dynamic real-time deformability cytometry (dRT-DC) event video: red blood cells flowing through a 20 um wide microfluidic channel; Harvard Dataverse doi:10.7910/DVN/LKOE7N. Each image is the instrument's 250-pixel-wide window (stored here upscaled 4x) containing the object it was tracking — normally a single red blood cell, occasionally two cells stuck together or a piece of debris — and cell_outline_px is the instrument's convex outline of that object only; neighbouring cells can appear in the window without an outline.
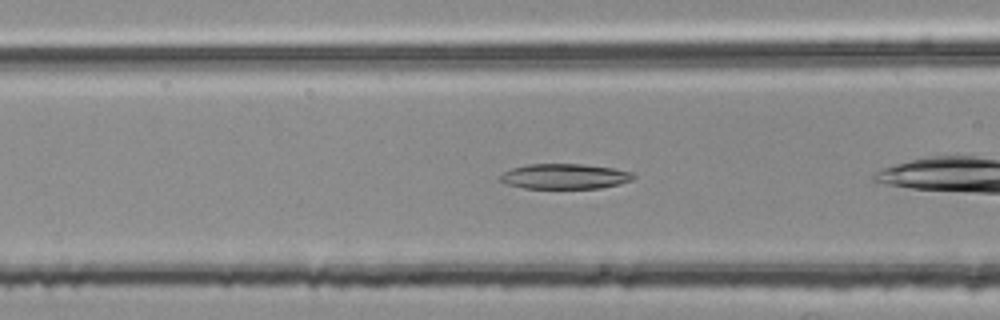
{"species": "common noctule bat (a hibernating species)", "species_latin": "Nyctalus noctula", "temperature_condition": "room temperature", "stored_images_in_passage": 25, "camera_frame_rate_fps": 3000, "um_per_image_px": 0.085, "animal": {"sex": "female", "body_mass_g": 25.1}, "frame": {"image": 1, "passage_image": 4, "time_ms": 1.0, "image_size_px": [1000, 320], "cell_outline_px": [[636, 176], [632, 180], [620, 184], [600, 188], [524, 188], [508, 184], [500, 180], [500, 176], [504, 172], [512, 168], [528, 164], [584, 164], [612, 168], [632, 172]], "centroid_in_image_um": [48.03, 14.99], "position_along_channel_um": 118.6, "area_um2": 19.48}}
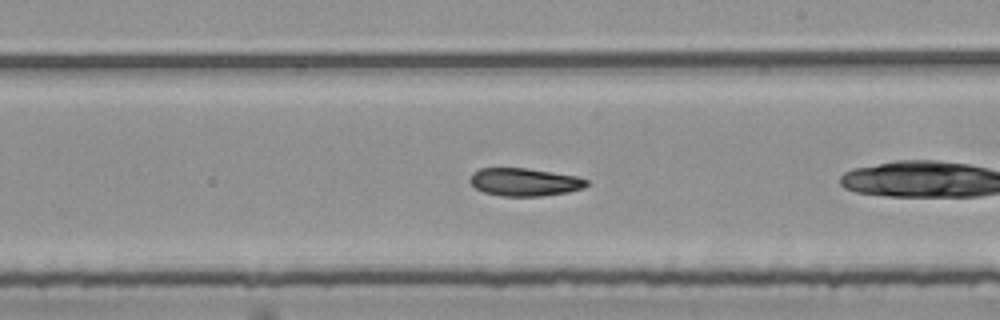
{"frame": {"image": 2, "passage_image": 14, "time_ms": 4.333, "image_size_px": [1000, 320], "cell_outline_px": [[588, 184], [584, 188], [568, 192], [540, 196], [500, 196], [484, 192], [476, 188], [468, 180], [472, 172], [480, 168], [528, 168], [576, 176], [588, 180]], "centroid_in_image_um": [44.57, 15.47], "position_along_channel_um": 244.4, "area_um2": 19.02}}
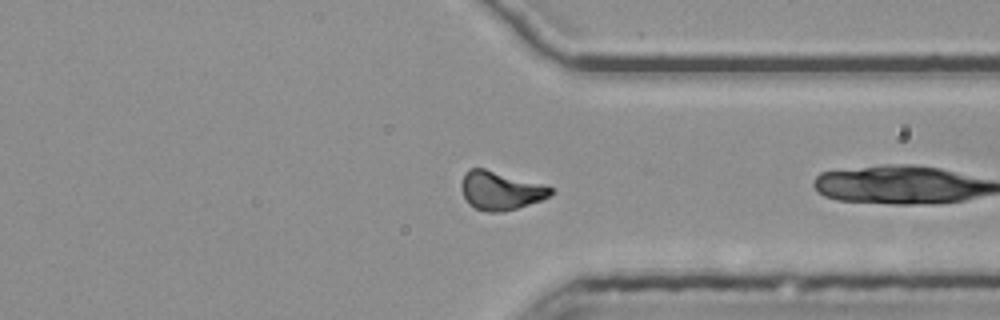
{"frame": {"image": 3, "passage_image": 24, "time_ms": 7.667, "image_size_px": [1000, 320], "cell_outline_px": [[552, 192], [548, 196], [540, 200], [516, 208], [500, 212], [488, 212], [476, 208], [468, 204], [460, 188], [460, 184], [464, 172], [468, 168], [484, 168], [544, 184], [552, 188]], "centroid_in_image_um": [42.49, 16.18], "position_along_channel_um": 368.9, "area_um2": 20.0}}